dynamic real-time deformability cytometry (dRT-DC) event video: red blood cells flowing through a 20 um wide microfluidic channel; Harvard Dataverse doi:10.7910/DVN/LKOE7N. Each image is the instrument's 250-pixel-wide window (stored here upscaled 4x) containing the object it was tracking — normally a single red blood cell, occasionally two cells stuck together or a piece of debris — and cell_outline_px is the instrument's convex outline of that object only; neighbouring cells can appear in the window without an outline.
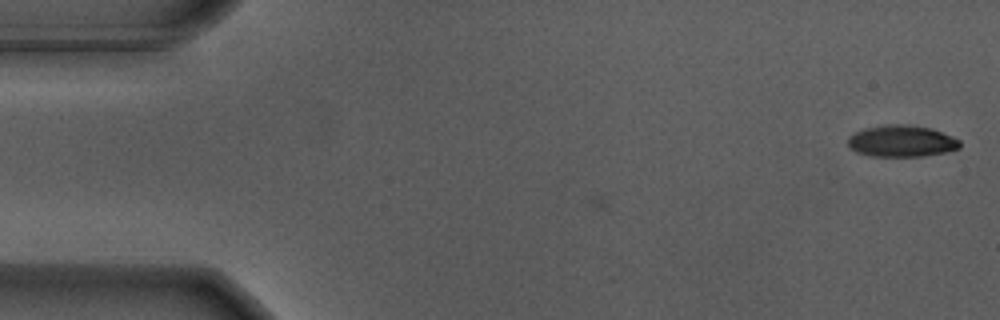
{"species": "Egyptian fruit bat (a non-hibernating species)", "species_latin": "Rousettus aegyptiacus", "temperature_condition": "warm", "stored_images_in_passage": 2, "camera_frame_rate_fps": 3000, "um_per_image_px": 0.085, "animal": {"sex": "male"}, "frame": {"image": 1, "passage_image": 2, "time_ms": 0.333, "image_size_px": [1000, 320], "cell_outline_px": [[960, 148], [948, 152], [924, 156], [872, 156], [856, 152], [848, 144], [848, 136], [864, 128], [888, 124], [904, 124], [932, 128], [952, 136], [960, 140]], "centroid_in_image_um": [76.66, 11.99], "position_along_channel_um": 8.3, "area_um2": 20.69}}